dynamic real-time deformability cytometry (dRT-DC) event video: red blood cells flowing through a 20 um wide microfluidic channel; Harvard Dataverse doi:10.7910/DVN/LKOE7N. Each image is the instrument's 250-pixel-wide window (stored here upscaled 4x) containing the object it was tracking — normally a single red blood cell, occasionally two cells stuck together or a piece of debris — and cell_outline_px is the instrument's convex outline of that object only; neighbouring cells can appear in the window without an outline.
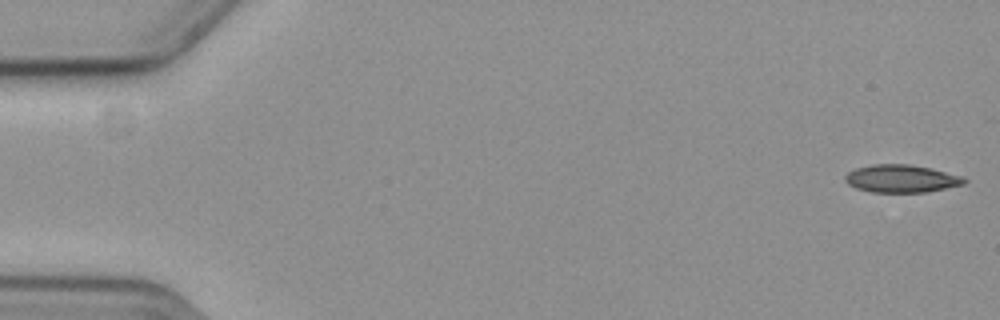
{"species": "common noctule bat (a hibernating species)", "species_latin": "Nyctalus noctula", "temperature_condition": "cold", "stored_images_in_passage": 14, "camera_frame_rate_fps": 3000, "um_per_image_px": 0.085, "animal": {"sex": "female", "body_mass_g": 19.3, "forearm_length_mm": 54.1}, "frame": {"image": 1, "passage_image": 1, "time_ms": 0.0, "image_size_px": [1000, 320], "cell_outline_px": [[968, 180], [964, 184], [928, 192], [872, 192], [856, 188], [848, 184], [844, 180], [844, 176], [848, 172], [856, 168], [872, 164], [908, 164], [932, 168], [964, 176]], "centroid_in_image_um": [76.64, 15.18], "position_along_channel_um": 8.4, "area_um2": 19.42}}